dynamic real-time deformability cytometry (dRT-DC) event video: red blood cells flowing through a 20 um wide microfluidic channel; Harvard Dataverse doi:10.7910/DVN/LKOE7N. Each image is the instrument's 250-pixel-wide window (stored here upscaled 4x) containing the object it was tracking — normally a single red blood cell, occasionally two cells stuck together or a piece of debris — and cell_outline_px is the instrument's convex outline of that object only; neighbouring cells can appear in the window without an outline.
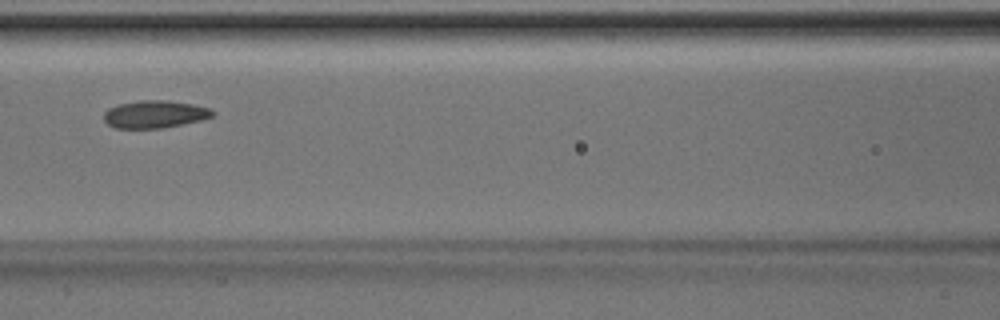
{"species": "Egyptian fruit bat (a non-hibernating species)", "species_latin": "Rousettus aegyptiacus", "temperature_condition": "room temperature", "stored_images_in_passage": 5, "camera_frame_rate_fps": 3000, "um_per_image_px": 0.085, "animal": {"sex": "male"}, "frame": {"image": 1, "passage_image": 5, "time_ms": 1.333, "image_size_px": [1000, 320], "cell_outline_px": [[216, 112], [212, 116], [200, 120], [164, 128], [116, 128], [108, 124], [104, 120], [104, 112], [108, 108], [120, 104], [140, 100], [168, 100], [192, 104], [208, 108]], "centroid_in_image_um": [13.14, 9.71], "position_along_channel_um": 153.5, "area_um2": 17.34}}